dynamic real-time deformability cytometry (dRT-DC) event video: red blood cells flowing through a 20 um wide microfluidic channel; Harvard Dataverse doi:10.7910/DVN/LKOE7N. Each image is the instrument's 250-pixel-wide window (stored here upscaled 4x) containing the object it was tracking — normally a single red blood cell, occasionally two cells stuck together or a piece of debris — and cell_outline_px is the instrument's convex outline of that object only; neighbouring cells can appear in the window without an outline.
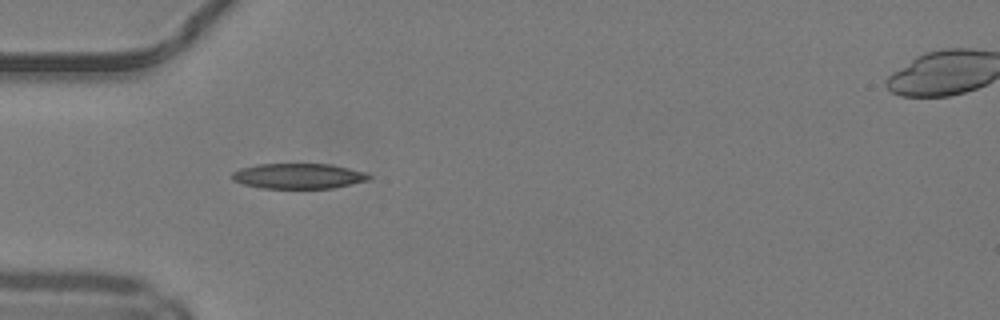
{"species": "common noctule bat (a hibernating species)", "species_latin": "Nyctalus noctula", "temperature_condition": "warm", "stored_images_in_passage": 32, "camera_frame_rate_fps": 3000, "um_per_image_px": 0.085, "animal": {"sex": "male", "body_mass_g": 19.2, "forearm_length_mm": 51.8}, "frame": {"image": 1, "passage_image": 1, "time_ms": 0.0, "image_size_px": [1000, 320], "cell_outline_px": [[372, 176], [368, 180], [332, 188], [260, 188], [244, 184], [232, 180], [232, 172], [240, 168], [256, 164], [332, 164], [364, 172]], "centroid_in_image_um": [25.33, 14.96], "position_along_channel_um": 59.7, "area_um2": 20.11}}
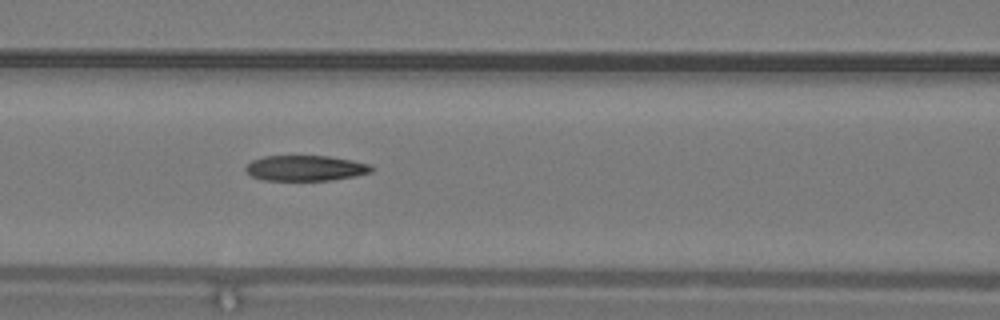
{"frame": {"image": 2, "passage_image": 7, "time_ms": 2.0, "image_size_px": [1000, 320], "cell_outline_px": [[372, 172], [356, 176], [332, 180], [264, 180], [252, 176], [244, 168], [252, 160], [264, 156], [328, 156], [352, 160], [368, 164], [372, 168]], "centroid_in_image_um": [25.97, 14.29], "position_along_channel_um": 140.6, "area_um2": 18.55}}
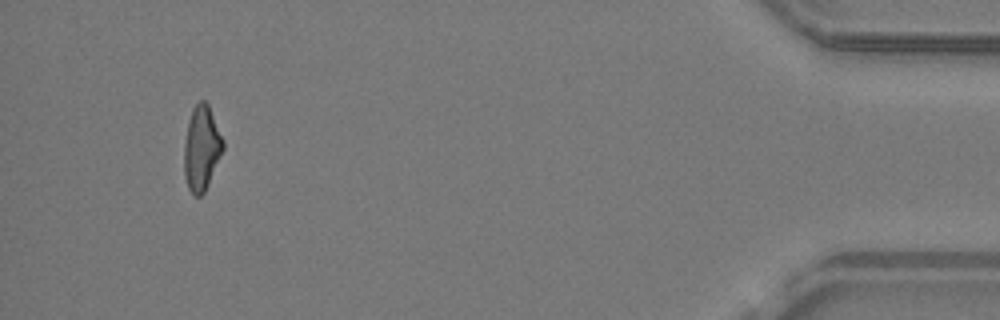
{"frame": {"image": 3, "passage_image": 32, "time_ms": 10.333, "image_size_px": [1000, 320], "cell_outline_px": [[224, 148], [208, 184], [204, 192], [200, 196], [192, 196], [188, 188], [184, 176], [184, 144], [188, 120], [192, 108], [200, 100], [204, 100], [208, 104], [224, 140]], "centroid_in_image_um": [17.12, 12.6], "position_along_channel_um": 418.1, "area_um2": 19.31}, "authors_computed_cell_mechanics": {"area_um2": 19.6231, "velocity_mm_per_s": 4.2003, "shape_relaxation_time_tau1_ms": 6.3278, "shape_relaxation_time_tau2_ms": 4.163, "deformation_change_tau1": 0.1925, "deformation_change_tau2": 0.1364}}